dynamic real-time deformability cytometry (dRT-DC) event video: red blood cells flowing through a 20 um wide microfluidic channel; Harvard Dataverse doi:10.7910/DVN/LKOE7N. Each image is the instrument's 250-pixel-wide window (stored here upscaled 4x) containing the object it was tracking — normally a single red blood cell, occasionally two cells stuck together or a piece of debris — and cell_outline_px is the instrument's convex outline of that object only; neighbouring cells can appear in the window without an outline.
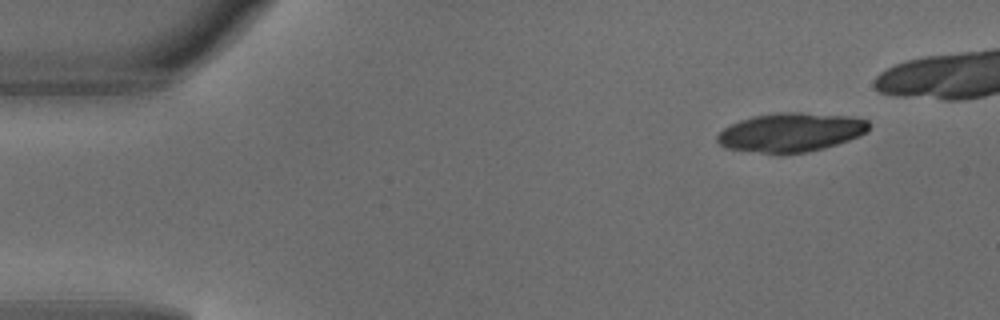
{"species": "common noctule bat (a hibernating species)", "species_latin": "Nyctalus noctula", "temperature_condition": "warm", "stored_images_in_passage": 4, "camera_frame_rate_fps": 3000, "um_per_image_px": 0.085, "animal": {"sex": "male", "body_mass_g": 18.8}, "frame": {"image": 1, "passage_image": 1, "time_ms": 0.0, "image_size_px": [1000, 320], "cell_outline_px": [[868, 132], [860, 136], [824, 148], [804, 152], [760, 152], [724, 148], [716, 140], [716, 136], [724, 128], [740, 120], [752, 116], [776, 112], [804, 112], [852, 116], [868, 120]], "centroid_in_image_um": [67.24, 11.22], "position_along_channel_um": 17.8, "area_um2": 34.22}}